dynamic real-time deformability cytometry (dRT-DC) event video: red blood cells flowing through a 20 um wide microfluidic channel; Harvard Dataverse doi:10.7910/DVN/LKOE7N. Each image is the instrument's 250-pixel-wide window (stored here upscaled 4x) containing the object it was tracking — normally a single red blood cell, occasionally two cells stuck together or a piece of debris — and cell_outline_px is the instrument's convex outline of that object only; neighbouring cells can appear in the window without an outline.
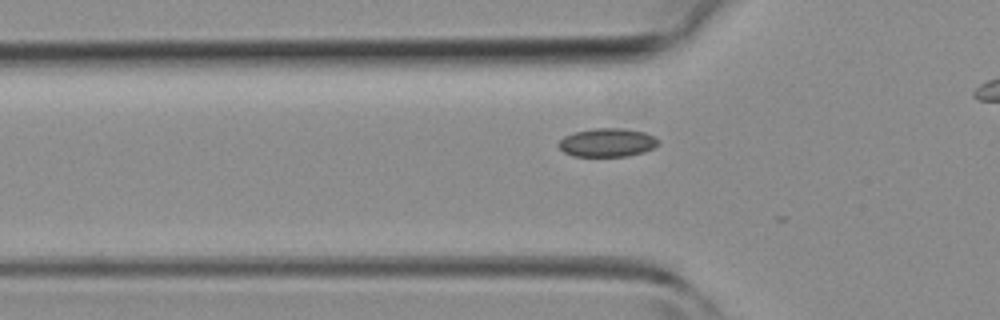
{"species": "common noctule bat (a hibernating species)", "species_latin": "Nyctalus noctula", "temperature_condition": "room temperature", "stored_images_in_passage": 7, "camera_frame_rate_fps": 3000, "um_per_image_px": 0.085, "animal": {"sex": "female", "body_mass_g": 19.3, "forearm_length_mm": 54.1}, "frame": {"image": 1, "passage_image": 6, "time_ms": 1.667, "image_size_px": [1000, 320], "cell_outline_px": [[660, 144], [644, 152], [628, 156], [572, 156], [564, 152], [560, 148], [560, 140], [564, 136], [576, 132], [592, 128], [620, 128], [644, 132], [656, 136], [660, 140]], "centroid_in_image_um": [51.67, 12.11], "position_along_channel_um": 74.1, "area_um2": 16.59}}